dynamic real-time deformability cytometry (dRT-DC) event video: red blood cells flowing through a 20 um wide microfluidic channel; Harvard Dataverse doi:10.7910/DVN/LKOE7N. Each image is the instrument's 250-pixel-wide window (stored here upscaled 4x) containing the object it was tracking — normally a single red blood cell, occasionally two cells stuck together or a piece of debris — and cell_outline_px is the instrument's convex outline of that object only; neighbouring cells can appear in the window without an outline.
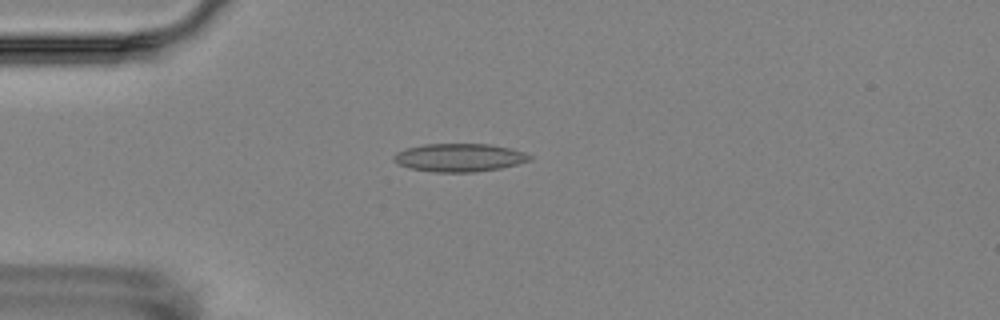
{"species": "Egyptian fruit bat (a non-hibernating species)", "species_latin": "Rousettus aegyptiacus", "temperature_condition": "room temperature", "stored_images_in_passage": 14, "camera_frame_rate_fps": 3000, "um_per_image_px": 0.085, "animal": {"sex": "female"}, "frame": {"image": 1, "passage_image": 3, "time_ms": 2.333, "image_size_px": [1000, 320], "cell_outline_px": [[532, 160], [500, 168], [476, 172], [432, 172], [412, 168], [400, 164], [392, 160], [392, 156], [396, 152], [408, 148], [424, 144], [488, 144], [512, 148], [524, 152], [532, 156]], "centroid_in_image_um": [39.06, 13.39], "position_along_channel_um": 45.9, "area_um2": 22.25}}
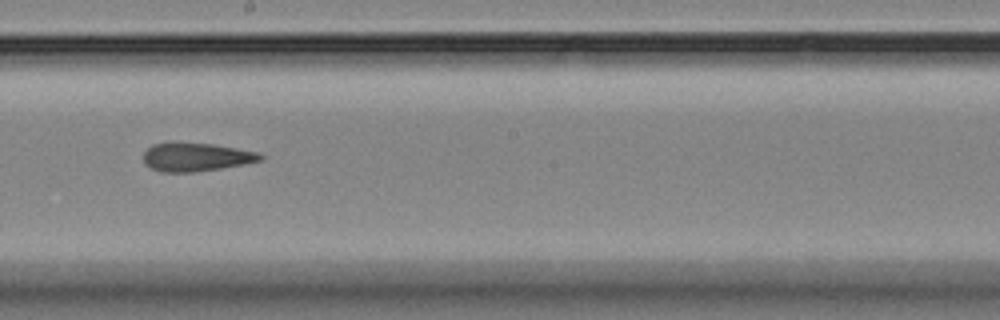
{"frame": {"image": 2, "passage_image": 8, "time_ms": 8.0, "image_size_px": [1000, 320], "cell_outline_px": [[264, 156], [260, 160], [244, 164], [196, 172], [160, 172], [144, 164], [144, 152], [152, 144], [172, 140], [176, 140], [212, 144], [260, 152]], "centroid_in_image_um": [16.61, 13.31], "position_along_channel_um": 231.6, "area_um2": 19.88}}
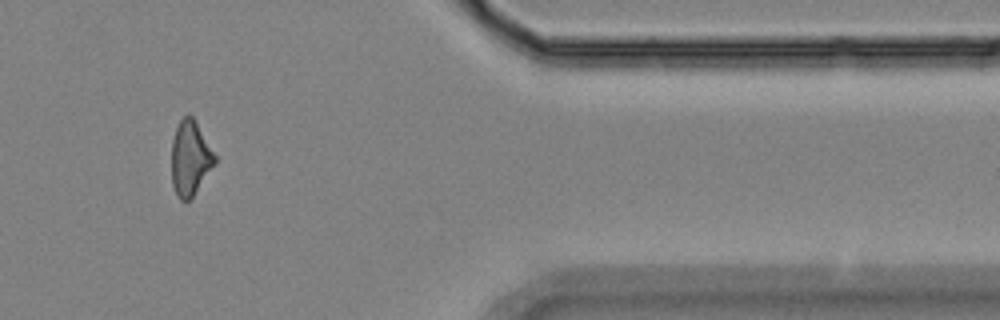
{"frame": {"image": 3, "passage_image": 12, "time_ms": 13.333, "image_size_px": [1000, 320], "cell_outline_px": [[216, 164], [192, 196], [188, 200], [180, 200], [172, 184], [172, 140], [176, 128], [180, 120], [188, 112], [192, 116], [216, 156]], "centroid_in_image_um": [16.17, 13.43], "position_along_channel_um": 395.2, "area_um2": 18.55}, "authors_computed_cell_mechanics": {"area_um2": 19.5075, "velocity_mm_per_s": 3.5549, "shape_relaxation_time_tau1_ms": null, "shape_relaxation_time_tau2_ms": 1.584, "deformation_change_tau1": null, "deformation_change_tau2": 0.0862}}